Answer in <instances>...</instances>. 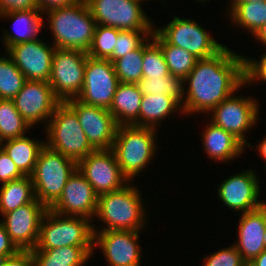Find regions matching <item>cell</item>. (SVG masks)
<instances>
[{
  "mask_svg": "<svg viewBox=\"0 0 266 266\" xmlns=\"http://www.w3.org/2000/svg\"><path fill=\"white\" fill-rule=\"evenodd\" d=\"M136 84L143 95L165 94L174 97L180 104L183 101V82L171 74L166 77L142 78Z\"/></svg>",
  "mask_w": 266,
  "mask_h": 266,
  "instance_id": "obj_33",
  "label": "cell"
},
{
  "mask_svg": "<svg viewBox=\"0 0 266 266\" xmlns=\"http://www.w3.org/2000/svg\"><path fill=\"white\" fill-rule=\"evenodd\" d=\"M18 251L19 249L11 241L10 236L6 232L4 224L0 222V254L10 257L15 255Z\"/></svg>",
  "mask_w": 266,
  "mask_h": 266,
  "instance_id": "obj_43",
  "label": "cell"
},
{
  "mask_svg": "<svg viewBox=\"0 0 266 266\" xmlns=\"http://www.w3.org/2000/svg\"><path fill=\"white\" fill-rule=\"evenodd\" d=\"M204 150L215 161H230L240 156L245 145L233 134L210 122L202 134Z\"/></svg>",
  "mask_w": 266,
  "mask_h": 266,
  "instance_id": "obj_22",
  "label": "cell"
},
{
  "mask_svg": "<svg viewBox=\"0 0 266 266\" xmlns=\"http://www.w3.org/2000/svg\"><path fill=\"white\" fill-rule=\"evenodd\" d=\"M26 78L8 55L0 56V99L12 100L23 88Z\"/></svg>",
  "mask_w": 266,
  "mask_h": 266,
  "instance_id": "obj_32",
  "label": "cell"
},
{
  "mask_svg": "<svg viewBox=\"0 0 266 266\" xmlns=\"http://www.w3.org/2000/svg\"><path fill=\"white\" fill-rule=\"evenodd\" d=\"M93 229V246L100 247L110 266H140L139 231Z\"/></svg>",
  "mask_w": 266,
  "mask_h": 266,
  "instance_id": "obj_17",
  "label": "cell"
},
{
  "mask_svg": "<svg viewBox=\"0 0 266 266\" xmlns=\"http://www.w3.org/2000/svg\"><path fill=\"white\" fill-rule=\"evenodd\" d=\"M251 263L254 266H266V250H263Z\"/></svg>",
  "mask_w": 266,
  "mask_h": 266,
  "instance_id": "obj_46",
  "label": "cell"
},
{
  "mask_svg": "<svg viewBox=\"0 0 266 266\" xmlns=\"http://www.w3.org/2000/svg\"><path fill=\"white\" fill-rule=\"evenodd\" d=\"M90 221L84 217H66L48 208L40 223L38 241L34 249H55L65 246L94 247L95 227Z\"/></svg>",
  "mask_w": 266,
  "mask_h": 266,
  "instance_id": "obj_5",
  "label": "cell"
},
{
  "mask_svg": "<svg viewBox=\"0 0 266 266\" xmlns=\"http://www.w3.org/2000/svg\"><path fill=\"white\" fill-rule=\"evenodd\" d=\"M260 192L257 175L250 169L220 183L217 196L230 209L246 213L265 204L263 200H258Z\"/></svg>",
  "mask_w": 266,
  "mask_h": 266,
  "instance_id": "obj_20",
  "label": "cell"
},
{
  "mask_svg": "<svg viewBox=\"0 0 266 266\" xmlns=\"http://www.w3.org/2000/svg\"><path fill=\"white\" fill-rule=\"evenodd\" d=\"M99 195L78 169L69 177L61 196L49 208L66 216L84 217L89 220L96 214Z\"/></svg>",
  "mask_w": 266,
  "mask_h": 266,
  "instance_id": "obj_18",
  "label": "cell"
},
{
  "mask_svg": "<svg viewBox=\"0 0 266 266\" xmlns=\"http://www.w3.org/2000/svg\"><path fill=\"white\" fill-rule=\"evenodd\" d=\"M253 36H255L257 40L265 44L264 46H266V22L259 28V30H257V32Z\"/></svg>",
  "mask_w": 266,
  "mask_h": 266,
  "instance_id": "obj_45",
  "label": "cell"
},
{
  "mask_svg": "<svg viewBox=\"0 0 266 266\" xmlns=\"http://www.w3.org/2000/svg\"><path fill=\"white\" fill-rule=\"evenodd\" d=\"M183 82L181 112H208L235 93L248 81L247 63L244 55L224 47L215 56L199 59ZM184 82L187 84L186 98ZM185 99V101H184Z\"/></svg>",
  "mask_w": 266,
  "mask_h": 266,
  "instance_id": "obj_1",
  "label": "cell"
},
{
  "mask_svg": "<svg viewBox=\"0 0 266 266\" xmlns=\"http://www.w3.org/2000/svg\"><path fill=\"white\" fill-rule=\"evenodd\" d=\"M264 249L266 250V230H265V233H264Z\"/></svg>",
  "mask_w": 266,
  "mask_h": 266,
  "instance_id": "obj_50",
  "label": "cell"
},
{
  "mask_svg": "<svg viewBox=\"0 0 266 266\" xmlns=\"http://www.w3.org/2000/svg\"><path fill=\"white\" fill-rule=\"evenodd\" d=\"M1 147L15 163L24 176H31L40 151L45 147V142L35 141L26 135L2 141Z\"/></svg>",
  "mask_w": 266,
  "mask_h": 266,
  "instance_id": "obj_26",
  "label": "cell"
},
{
  "mask_svg": "<svg viewBox=\"0 0 266 266\" xmlns=\"http://www.w3.org/2000/svg\"><path fill=\"white\" fill-rule=\"evenodd\" d=\"M142 97L137 84L119 83L108 109L118 126L133 125L138 120Z\"/></svg>",
  "mask_w": 266,
  "mask_h": 266,
  "instance_id": "obj_23",
  "label": "cell"
},
{
  "mask_svg": "<svg viewBox=\"0 0 266 266\" xmlns=\"http://www.w3.org/2000/svg\"><path fill=\"white\" fill-rule=\"evenodd\" d=\"M243 266H254L251 262H244Z\"/></svg>",
  "mask_w": 266,
  "mask_h": 266,
  "instance_id": "obj_51",
  "label": "cell"
},
{
  "mask_svg": "<svg viewBox=\"0 0 266 266\" xmlns=\"http://www.w3.org/2000/svg\"><path fill=\"white\" fill-rule=\"evenodd\" d=\"M48 208L36 198L13 211L5 213L2 217L6 232L11 241L19 250H32L35 248L42 218Z\"/></svg>",
  "mask_w": 266,
  "mask_h": 266,
  "instance_id": "obj_15",
  "label": "cell"
},
{
  "mask_svg": "<svg viewBox=\"0 0 266 266\" xmlns=\"http://www.w3.org/2000/svg\"><path fill=\"white\" fill-rule=\"evenodd\" d=\"M156 130L134 125L117 127L111 150L129 181L144 170L157 152Z\"/></svg>",
  "mask_w": 266,
  "mask_h": 266,
  "instance_id": "obj_4",
  "label": "cell"
},
{
  "mask_svg": "<svg viewBox=\"0 0 266 266\" xmlns=\"http://www.w3.org/2000/svg\"><path fill=\"white\" fill-rule=\"evenodd\" d=\"M77 0H36L38 10L43 14L49 11L72 5ZM48 10V11H47Z\"/></svg>",
  "mask_w": 266,
  "mask_h": 266,
  "instance_id": "obj_44",
  "label": "cell"
},
{
  "mask_svg": "<svg viewBox=\"0 0 266 266\" xmlns=\"http://www.w3.org/2000/svg\"><path fill=\"white\" fill-rule=\"evenodd\" d=\"M120 31L111 26L96 25L87 55L94 59H108L113 54Z\"/></svg>",
  "mask_w": 266,
  "mask_h": 266,
  "instance_id": "obj_35",
  "label": "cell"
},
{
  "mask_svg": "<svg viewBox=\"0 0 266 266\" xmlns=\"http://www.w3.org/2000/svg\"><path fill=\"white\" fill-rule=\"evenodd\" d=\"M30 125L16 109L12 100L0 99V141L25 136Z\"/></svg>",
  "mask_w": 266,
  "mask_h": 266,
  "instance_id": "obj_31",
  "label": "cell"
},
{
  "mask_svg": "<svg viewBox=\"0 0 266 266\" xmlns=\"http://www.w3.org/2000/svg\"><path fill=\"white\" fill-rule=\"evenodd\" d=\"M140 196L138 189L129 183L117 191L99 195L95 216L106 225L101 231L143 229L146 211Z\"/></svg>",
  "mask_w": 266,
  "mask_h": 266,
  "instance_id": "obj_3",
  "label": "cell"
},
{
  "mask_svg": "<svg viewBox=\"0 0 266 266\" xmlns=\"http://www.w3.org/2000/svg\"><path fill=\"white\" fill-rule=\"evenodd\" d=\"M144 0H86L96 25L118 30H154L150 18L141 8ZM153 26V27H152Z\"/></svg>",
  "mask_w": 266,
  "mask_h": 266,
  "instance_id": "obj_10",
  "label": "cell"
},
{
  "mask_svg": "<svg viewBox=\"0 0 266 266\" xmlns=\"http://www.w3.org/2000/svg\"><path fill=\"white\" fill-rule=\"evenodd\" d=\"M47 14L55 48L85 52L89 50L96 21L86 0H77L70 6L49 11Z\"/></svg>",
  "mask_w": 266,
  "mask_h": 266,
  "instance_id": "obj_2",
  "label": "cell"
},
{
  "mask_svg": "<svg viewBox=\"0 0 266 266\" xmlns=\"http://www.w3.org/2000/svg\"><path fill=\"white\" fill-rule=\"evenodd\" d=\"M203 261V266H243L245 262L234 245L222 248Z\"/></svg>",
  "mask_w": 266,
  "mask_h": 266,
  "instance_id": "obj_38",
  "label": "cell"
},
{
  "mask_svg": "<svg viewBox=\"0 0 266 266\" xmlns=\"http://www.w3.org/2000/svg\"><path fill=\"white\" fill-rule=\"evenodd\" d=\"M178 108L182 110L181 104L170 95H143L139 109V118L133 125L157 129L156 124L174 111L176 112Z\"/></svg>",
  "mask_w": 266,
  "mask_h": 266,
  "instance_id": "obj_27",
  "label": "cell"
},
{
  "mask_svg": "<svg viewBox=\"0 0 266 266\" xmlns=\"http://www.w3.org/2000/svg\"><path fill=\"white\" fill-rule=\"evenodd\" d=\"M8 258H9L8 255L0 254V266H3Z\"/></svg>",
  "mask_w": 266,
  "mask_h": 266,
  "instance_id": "obj_49",
  "label": "cell"
},
{
  "mask_svg": "<svg viewBox=\"0 0 266 266\" xmlns=\"http://www.w3.org/2000/svg\"><path fill=\"white\" fill-rule=\"evenodd\" d=\"M46 127V133H48L46 146L63 156L78 162L95 151L90 145L76 113L65 102H61L57 106Z\"/></svg>",
  "mask_w": 266,
  "mask_h": 266,
  "instance_id": "obj_6",
  "label": "cell"
},
{
  "mask_svg": "<svg viewBox=\"0 0 266 266\" xmlns=\"http://www.w3.org/2000/svg\"><path fill=\"white\" fill-rule=\"evenodd\" d=\"M248 81L263 80L266 82V52L261 56L260 60H252L246 58Z\"/></svg>",
  "mask_w": 266,
  "mask_h": 266,
  "instance_id": "obj_41",
  "label": "cell"
},
{
  "mask_svg": "<svg viewBox=\"0 0 266 266\" xmlns=\"http://www.w3.org/2000/svg\"><path fill=\"white\" fill-rule=\"evenodd\" d=\"M258 151L260 153V156H262V158L265 159V165H266V137L262 140V142L260 144H258ZM266 168V166H265Z\"/></svg>",
  "mask_w": 266,
  "mask_h": 266,
  "instance_id": "obj_47",
  "label": "cell"
},
{
  "mask_svg": "<svg viewBox=\"0 0 266 266\" xmlns=\"http://www.w3.org/2000/svg\"><path fill=\"white\" fill-rule=\"evenodd\" d=\"M169 74L162 49L152 35L151 40L144 43L142 78L166 77Z\"/></svg>",
  "mask_w": 266,
  "mask_h": 266,
  "instance_id": "obj_36",
  "label": "cell"
},
{
  "mask_svg": "<svg viewBox=\"0 0 266 266\" xmlns=\"http://www.w3.org/2000/svg\"><path fill=\"white\" fill-rule=\"evenodd\" d=\"M76 169L75 160L45 145L31 175L36 199L50 208L61 196L64 186Z\"/></svg>",
  "mask_w": 266,
  "mask_h": 266,
  "instance_id": "obj_7",
  "label": "cell"
},
{
  "mask_svg": "<svg viewBox=\"0 0 266 266\" xmlns=\"http://www.w3.org/2000/svg\"><path fill=\"white\" fill-rule=\"evenodd\" d=\"M266 2V0H231V3Z\"/></svg>",
  "mask_w": 266,
  "mask_h": 266,
  "instance_id": "obj_48",
  "label": "cell"
},
{
  "mask_svg": "<svg viewBox=\"0 0 266 266\" xmlns=\"http://www.w3.org/2000/svg\"><path fill=\"white\" fill-rule=\"evenodd\" d=\"M12 101L30 127L50 119L62 102L54 94L48 82L34 80H26L23 88Z\"/></svg>",
  "mask_w": 266,
  "mask_h": 266,
  "instance_id": "obj_16",
  "label": "cell"
},
{
  "mask_svg": "<svg viewBox=\"0 0 266 266\" xmlns=\"http://www.w3.org/2000/svg\"><path fill=\"white\" fill-rule=\"evenodd\" d=\"M64 102L76 113L90 145L95 150L112 148L118 125L108 109L86 105L76 98Z\"/></svg>",
  "mask_w": 266,
  "mask_h": 266,
  "instance_id": "obj_14",
  "label": "cell"
},
{
  "mask_svg": "<svg viewBox=\"0 0 266 266\" xmlns=\"http://www.w3.org/2000/svg\"><path fill=\"white\" fill-rule=\"evenodd\" d=\"M231 21L252 35L266 22V2L231 3Z\"/></svg>",
  "mask_w": 266,
  "mask_h": 266,
  "instance_id": "obj_30",
  "label": "cell"
},
{
  "mask_svg": "<svg viewBox=\"0 0 266 266\" xmlns=\"http://www.w3.org/2000/svg\"><path fill=\"white\" fill-rule=\"evenodd\" d=\"M87 56L82 50L55 48L48 84L62 102L81 93Z\"/></svg>",
  "mask_w": 266,
  "mask_h": 266,
  "instance_id": "obj_8",
  "label": "cell"
},
{
  "mask_svg": "<svg viewBox=\"0 0 266 266\" xmlns=\"http://www.w3.org/2000/svg\"><path fill=\"white\" fill-rule=\"evenodd\" d=\"M153 32L154 30H121L118 33L113 54L108 59L113 63L116 59L140 48L148 39H151Z\"/></svg>",
  "mask_w": 266,
  "mask_h": 266,
  "instance_id": "obj_37",
  "label": "cell"
},
{
  "mask_svg": "<svg viewBox=\"0 0 266 266\" xmlns=\"http://www.w3.org/2000/svg\"><path fill=\"white\" fill-rule=\"evenodd\" d=\"M24 175L18 170L15 163L4 151L0 148V182L7 183L13 180L22 178Z\"/></svg>",
  "mask_w": 266,
  "mask_h": 266,
  "instance_id": "obj_39",
  "label": "cell"
},
{
  "mask_svg": "<svg viewBox=\"0 0 266 266\" xmlns=\"http://www.w3.org/2000/svg\"><path fill=\"white\" fill-rule=\"evenodd\" d=\"M155 31L168 44L185 49L198 60L215 56L225 47L214 40L199 23L188 18L175 16L165 27L155 28Z\"/></svg>",
  "mask_w": 266,
  "mask_h": 266,
  "instance_id": "obj_9",
  "label": "cell"
},
{
  "mask_svg": "<svg viewBox=\"0 0 266 266\" xmlns=\"http://www.w3.org/2000/svg\"><path fill=\"white\" fill-rule=\"evenodd\" d=\"M238 242L234 244L245 262H251L264 249L266 230V201L260 208L241 213Z\"/></svg>",
  "mask_w": 266,
  "mask_h": 266,
  "instance_id": "obj_21",
  "label": "cell"
},
{
  "mask_svg": "<svg viewBox=\"0 0 266 266\" xmlns=\"http://www.w3.org/2000/svg\"><path fill=\"white\" fill-rule=\"evenodd\" d=\"M119 83L109 59L87 56L84 84L76 99L86 105L109 109Z\"/></svg>",
  "mask_w": 266,
  "mask_h": 266,
  "instance_id": "obj_11",
  "label": "cell"
},
{
  "mask_svg": "<svg viewBox=\"0 0 266 266\" xmlns=\"http://www.w3.org/2000/svg\"><path fill=\"white\" fill-rule=\"evenodd\" d=\"M77 169L98 195L117 191L130 183L111 149L93 151L77 162Z\"/></svg>",
  "mask_w": 266,
  "mask_h": 266,
  "instance_id": "obj_12",
  "label": "cell"
},
{
  "mask_svg": "<svg viewBox=\"0 0 266 266\" xmlns=\"http://www.w3.org/2000/svg\"><path fill=\"white\" fill-rule=\"evenodd\" d=\"M3 266H34L31 250H19L10 256Z\"/></svg>",
  "mask_w": 266,
  "mask_h": 266,
  "instance_id": "obj_42",
  "label": "cell"
},
{
  "mask_svg": "<svg viewBox=\"0 0 266 266\" xmlns=\"http://www.w3.org/2000/svg\"><path fill=\"white\" fill-rule=\"evenodd\" d=\"M31 176H23L17 180L3 183L0 187V213L15 210L35 199Z\"/></svg>",
  "mask_w": 266,
  "mask_h": 266,
  "instance_id": "obj_28",
  "label": "cell"
},
{
  "mask_svg": "<svg viewBox=\"0 0 266 266\" xmlns=\"http://www.w3.org/2000/svg\"><path fill=\"white\" fill-rule=\"evenodd\" d=\"M94 247L65 246L32 249L34 266H83L92 257Z\"/></svg>",
  "mask_w": 266,
  "mask_h": 266,
  "instance_id": "obj_25",
  "label": "cell"
},
{
  "mask_svg": "<svg viewBox=\"0 0 266 266\" xmlns=\"http://www.w3.org/2000/svg\"><path fill=\"white\" fill-rule=\"evenodd\" d=\"M54 50V46L51 48L49 44L38 38L12 45L7 49V53L26 80L48 82Z\"/></svg>",
  "mask_w": 266,
  "mask_h": 266,
  "instance_id": "obj_19",
  "label": "cell"
},
{
  "mask_svg": "<svg viewBox=\"0 0 266 266\" xmlns=\"http://www.w3.org/2000/svg\"><path fill=\"white\" fill-rule=\"evenodd\" d=\"M39 10L20 11V12H9L0 15V17H6L13 20V28L15 33L4 32V45L5 50L10 46L19 43H25L38 39L37 34L41 31L44 26L43 22L45 19L41 17Z\"/></svg>",
  "mask_w": 266,
  "mask_h": 266,
  "instance_id": "obj_24",
  "label": "cell"
},
{
  "mask_svg": "<svg viewBox=\"0 0 266 266\" xmlns=\"http://www.w3.org/2000/svg\"><path fill=\"white\" fill-rule=\"evenodd\" d=\"M143 56L144 44L113 62L119 82L136 84L142 79Z\"/></svg>",
  "mask_w": 266,
  "mask_h": 266,
  "instance_id": "obj_34",
  "label": "cell"
},
{
  "mask_svg": "<svg viewBox=\"0 0 266 266\" xmlns=\"http://www.w3.org/2000/svg\"><path fill=\"white\" fill-rule=\"evenodd\" d=\"M153 40L161 47L169 73L183 81L198 60L183 48L168 44L155 30Z\"/></svg>",
  "mask_w": 266,
  "mask_h": 266,
  "instance_id": "obj_29",
  "label": "cell"
},
{
  "mask_svg": "<svg viewBox=\"0 0 266 266\" xmlns=\"http://www.w3.org/2000/svg\"><path fill=\"white\" fill-rule=\"evenodd\" d=\"M259 105L253 98L231 95L212 110L215 125L233 134L245 146H251L245 139V132L258 121Z\"/></svg>",
  "mask_w": 266,
  "mask_h": 266,
  "instance_id": "obj_13",
  "label": "cell"
},
{
  "mask_svg": "<svg viewBox=\"0 0 266 266\" xmlns=\"http://www.w3.org/2000/svg\"><path fill=\"white\" fill-rule=\"evenodd\" d=\"M30 10H38L36 0H0V15Z\"/></svg>",
  "mask_w": 266,
  "mask_h": 266,
  "instance_id": "obj_40",
  "label": "cell"
}]
</instances>
